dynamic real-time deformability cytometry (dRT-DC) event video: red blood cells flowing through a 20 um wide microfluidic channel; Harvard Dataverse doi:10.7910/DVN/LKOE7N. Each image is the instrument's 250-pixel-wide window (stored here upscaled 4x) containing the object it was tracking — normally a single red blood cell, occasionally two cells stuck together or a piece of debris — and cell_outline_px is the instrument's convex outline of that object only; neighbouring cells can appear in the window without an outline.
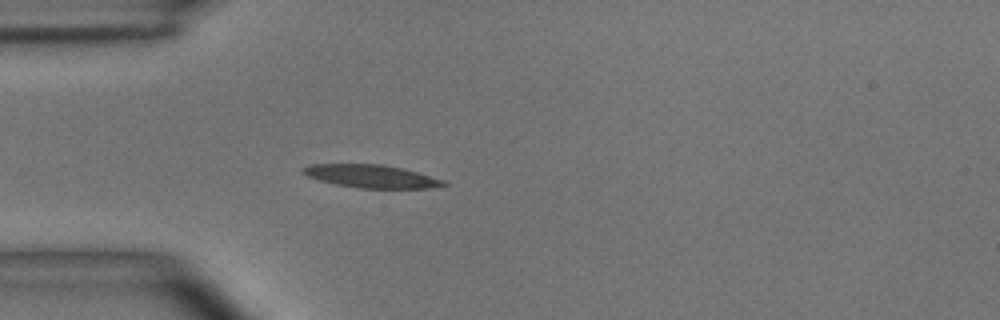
{"species": "common noctule bat (a hibernating species)", "species_latin": "Nyctalus noctula", "temperature_condition": "room temperature", "stored_images_in_passage": 3, "camera_frame_rate_fps": 3000, "um_per_image_px": 0.085, "animal": {"sex": "male", "body_mass_g": 15.6}, "frame": {"image": 1, "passage_image": 3, "time_ms": 0.667, "image_size_px": [1000, 320], "cell_outline_px": [[448, 184], [432, 188], [360, 188], [336, 184], [320, 180], [308, 176], [300, 172], [300, 168], [308, 164], [380, 164], [404, 168], [444, 180]], "centroid_in_image_um": [31.53, 14.97], "position_along_channel_um": 53.5, "area_um2": 18.84}}